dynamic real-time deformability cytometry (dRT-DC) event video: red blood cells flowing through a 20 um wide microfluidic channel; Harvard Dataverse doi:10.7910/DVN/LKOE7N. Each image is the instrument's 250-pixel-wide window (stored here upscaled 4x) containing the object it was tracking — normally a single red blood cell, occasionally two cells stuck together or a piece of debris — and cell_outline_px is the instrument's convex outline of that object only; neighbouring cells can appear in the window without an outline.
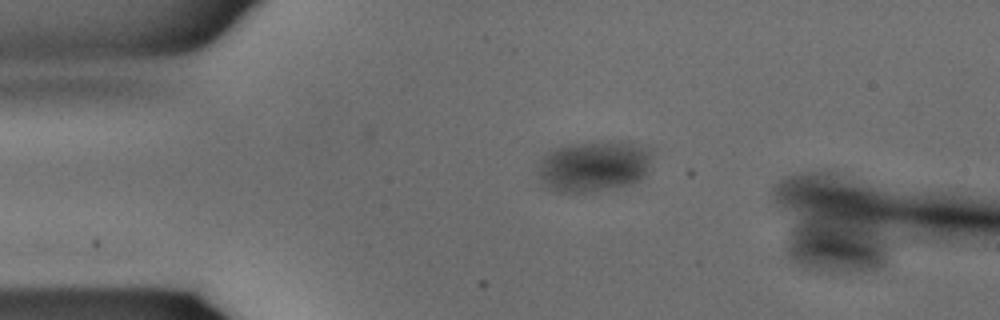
{"species": "common noctule bat (a hibernating species)", "species_latin": "Nyctalus noctula", "temperature_condition": "warm", "stored_images_in_passage": 4, "camera_frame_rate_fps": 3000, "um_per_image_px": 0.085, "animal": {"sex": "male", "body_mass_g": 15.6}, "frame": {"image": 1, "passage_image": 1, "time_ms": 0.0, "image_size_px": [1000, 320], "cell_outline_px": [[648, 168], [644, 176], [640, 180], [628, 184], [612, 188], [592, 192], [552, 192], [544, 188], [540, 184], [536, 172], [536, 160], [552, 148], [564, 144], [608, 140], [620, 140], [644, 148], [648, 152]], "centroid_in_image_um": [50.28, 14.13], "position_along_channel_um": 34.7, "area_um2": 34.8}}